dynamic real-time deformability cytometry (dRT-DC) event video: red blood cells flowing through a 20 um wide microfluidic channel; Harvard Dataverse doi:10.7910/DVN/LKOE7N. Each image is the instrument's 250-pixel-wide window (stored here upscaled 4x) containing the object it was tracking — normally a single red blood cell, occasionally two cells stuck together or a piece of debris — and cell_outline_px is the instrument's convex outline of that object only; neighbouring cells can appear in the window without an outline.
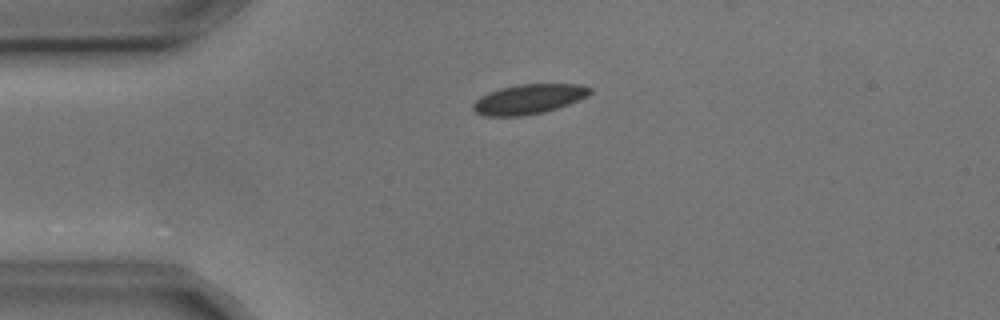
{"species": "common noctule bat (a hibernating species)", "species_latin": "Nyctalus noctula", "temperature_condition": "cold", "stored_images_in_passage": 8, "camera_frame_rate_fps": 3000, "um_per_image_px": 0.085, "animal": {"sex": "male", "body_mass_g": 17.9, "forearm_length_mm": 54.2}, "frame": {"image": 1, "passage_image": 1, "time_ms": 0.0, "image_size_px": [1000, 320], "cell_outline_px": [[592, 92], [588, 96], [568, 104], [544, 112], [520, 116], [484, 116], [476, 112], [472, 108], [472, 104], [480, 96], [488, 92], [500, 88], [520, 84], [580, 84], [592, 88]], "centroid_in_image_um": [44.93, 8.42], "position_along_channel_um": 40.1, "area_um2": 20.29}}
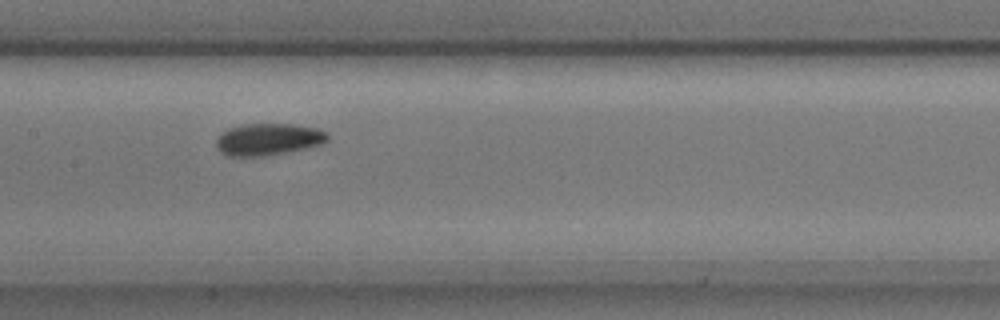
{"frame": {"image": 2, "passage_image": 5, "time_ms": 1.333, "image_size_px": [1000, 320], "cell_outline_px": [[328, 140], [320, 144], [304, 148], [264, 156], [224, 156], [216, 148], [216, 140], [228, 128], [240, 124], [292, 124], [316, 128], [328, 132]], "centroid_in_image_um": [22.77, 11.84], "position_along_channel_um": 184.6, "area_um2": 20.63}}
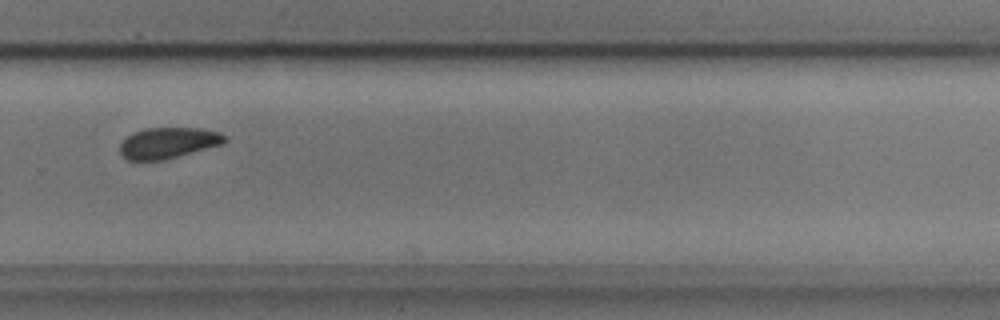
{"frame": {"image": 3, "passage_image": 8, "time_ms": 2.333, "image_size_px": [1000, 320], "cell_outline_px": [[228, 140], [224, 144], [164, 160], [128, 160], [120, 152], [120, 144], [132, 132], [144, 128], [200, 128], [220, 132], [228, 136]], "centroid_in_image_um": [14.35, 12.14], "position_along_channel_um": 315.5, "area_um2": 19.07}}